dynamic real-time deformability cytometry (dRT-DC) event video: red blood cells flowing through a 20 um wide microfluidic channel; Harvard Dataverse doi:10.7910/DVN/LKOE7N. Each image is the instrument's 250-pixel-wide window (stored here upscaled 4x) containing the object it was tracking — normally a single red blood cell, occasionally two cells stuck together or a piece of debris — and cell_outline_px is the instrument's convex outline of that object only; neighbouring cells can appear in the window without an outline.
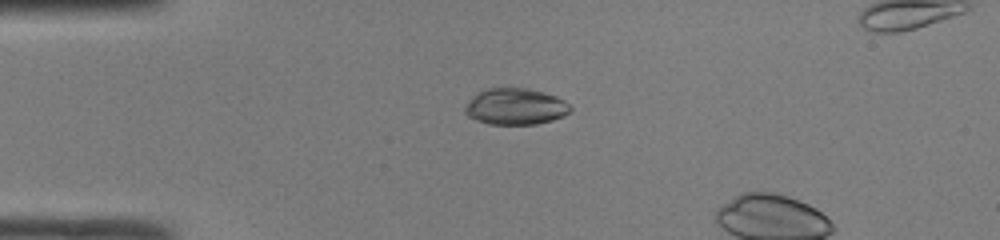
{"species": "common noctule bat (a hibernating species)", "species_latin": "Nyctalus noctula", "temperature_condition": "room temperature", "stored_images_in_passage": 4, "camera_frame_rate_fps": 3000, "um_per_image_px": 0.085, "animal": {"sex": "male", "body_mass_g": 19.0, "forearm_length_mm": 50.8}, "frame": {"image": 1, "passage_image": 1, "time_ms": 0.0, "image_size_px": [1000, 240], "cell_outline_px": [[572, 108], [564, 116], [552, 120], [536, 124], [488, 124], [476, 120], [468, 116], [464, 112], [464, 108], [472, 96], [488, 88], [524, 88], [544, 92], [556, 96], [564, 100]], "centroid_in_image_um": [43.81, 9.06], "position_along_channel_um": 41.2, "area_um2": 22.25}}